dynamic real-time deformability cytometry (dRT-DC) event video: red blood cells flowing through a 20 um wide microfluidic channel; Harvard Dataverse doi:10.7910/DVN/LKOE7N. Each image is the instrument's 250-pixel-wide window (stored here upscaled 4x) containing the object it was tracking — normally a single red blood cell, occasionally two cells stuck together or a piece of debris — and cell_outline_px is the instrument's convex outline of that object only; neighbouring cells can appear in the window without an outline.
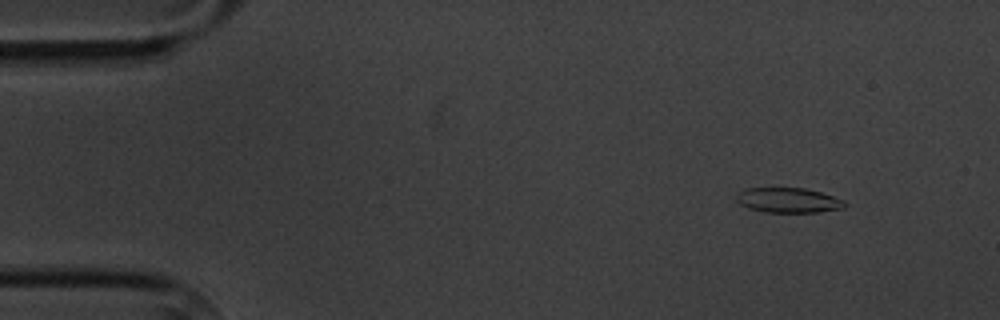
{"species": "common noctule bat (a hibernating species)", "species_latin": "Nyctalus noctula", "temperature_condition": "cold", "stored_images_in_passage": 4, "camera_frame_rate_fps": 3000, "um_per_image_px": 0.085, "animal": {"sex": "male", "body_mass_g": 20.1, "forearm_length_mm": 53.5}, "frame": {"image": 1, "passage_image": 1, "time_ms": 0.0, "image_size_px": [1000, 320], "cell_outline_px": [[848, 204], [844, 208], [820, 212], [764, 212], [748, 208], [740, 204], [736, 200], [736, 196], [740, 192], [748, 188], [804, 188], [820, 192], [844, 200]], "centroid_in_image_um": [67.03, 17.03], "position_along_channel_um": 18.0, "area_um2": 15.72}}